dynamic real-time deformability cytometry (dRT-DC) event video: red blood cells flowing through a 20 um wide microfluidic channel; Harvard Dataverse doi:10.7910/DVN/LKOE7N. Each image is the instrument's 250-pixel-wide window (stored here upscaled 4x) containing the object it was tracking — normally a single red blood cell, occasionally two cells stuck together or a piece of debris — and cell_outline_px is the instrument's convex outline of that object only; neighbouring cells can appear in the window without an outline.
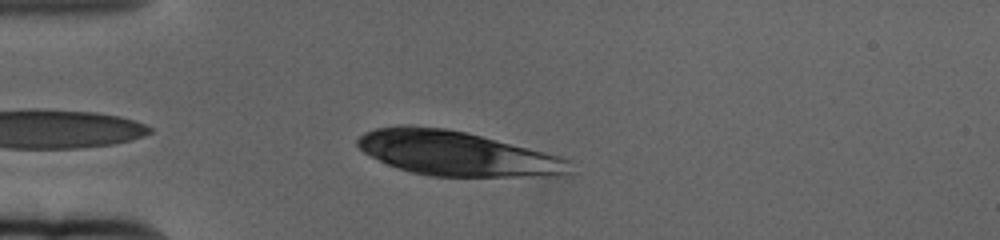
{"species": "human", "species_latin": "Homo sapiens", "temperature_condition": "cold", "stored_images_in_passage": 44, "camera_frame_rate_fps": 3000, "um_per_image_px": 0.085, "donor": {"sex": "female"}, "frame": {"image": 1, "passage_image": 4, "time_ms": 1.0, "image_size_px": [1000, 240], "cell_outline_px": [[572, 172], [520, 176], [432, 176], [412, 172], [388, 164], [364, 152], [356, 144], [356, 140], [364, 132], [376, 128], [408, 124], [444, 128], [468, 132], [544, 152], [568, 160]], "centroid_in_image_um": [38.71, 13.01], "position_along_channel_um": 46.3, "area_um2": 54.1}}